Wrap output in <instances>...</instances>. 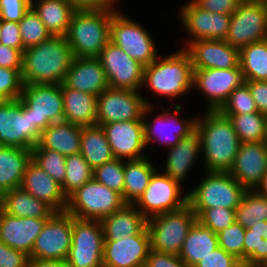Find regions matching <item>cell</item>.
<instances>
[{
	"label": "cell",
	"mask_w": 267,
	"mask_h": 267,
	"mask_svg": "<svg viewBox=\"0 0 267 267\" xmlns=\"http://www.w3.org/2000/svg\"><path fill=\"white\" fill-rule=\"evenodd\" d=\"M23 53L0 43V67L22 70Z\"/></svg>",
	"instance_id": "obj_56"
},
{
	"label": "cell",
	"mask_w": 267,
	"mask_h": 267,
	"mask_svg": "<svg viewBox=\"0 0 267 267\" xmlns=\"http://www.w3.org/2000/svg\"><path fill=\"white\" fill-rule=\"evenodd\" d=\"M189 53L193 69H230L239 67V49L225 40L206 39L191 42Z\"/></svg>",
	"instance_id": "obj_23"
},
{
	"label": "cell",
	"mask_w": 267,
	"mask_h": 267,
	"mask_svg": "<svg viewBox=\"0 0 267 267\" xmlns=\"http://www.w3.org/2000/svg\"><path fill=\"white\" fill-rule=\"evenodd\" d=\"M223 115L230 119L240 143L266 142L267 115L260 112Z\"/></svg>",
	"instance_id": "obj_38"
},
{
	"label": "cell",
	"mask_w": 267,
	"mask_h": 267,
	"mask_svg": "<svg viewBox=\"0 0 267 267\" xmlns=\"http://www.w3.org/2000/svg\"><path fill=\"white\" fill-rule=\"evenodd\" d=\"M115 12L76 10L66 34L74 57H98L110 42V24Z\"/></svg>",
	"instance_id": "obj_4"
},
{
	"label": "cell",
	"mask_w": 267,
	"mask_h": 267,
	"mask_svg": "<svg viewBox=\"0 0 267 267\" xmlns=\"http://www.w3.org/2000/svg\"><path fill=\"white\" fill-rule=\"evenodd\" d=\"M151 250L147 226L137 235L121 240H104L103 267H139Z\"/></svg>",
	"instance_id": "obj_21"
},
{
	"label": "cell",
	"mask_w": 267,
	"mask_h": 267,
	"mask_svg": "<svg viewBox=\"0 0 267 267\" xmlns=\"http://www.w3.org/2000/svg\"><path fill=\"white\" fill-rule=\"evenodd\" d=\"M125 204L120 193L93 178L67 198L65 211L79 219L101 220Z\"/></svg>",
	"instance_id": "obj_7"
},
{
	"label": "cell",
	"mask_w": 267,
	"mask_h": 267,
	"mask_svg": "<svg viewBox=\"0 0 267 267\" xmlns=\"http://www.w3.org/2000/svg\"><path fill=\"white\" fill-rule=\"evenodd\" d=\"M199 7L211 13L232 14L243 0H193Z\"/></svg>",
	"instance_id": "obj_54"
},
{
	"label": "cell",
	"mask_w": 267,
	"mask_h": 267,
	"mask_svg": "<svg viewBox=\"0 0 267 267\" xmlns=\"http://www.w3.org/2000/svg\"><path fill=\"white\" fill-rule=\"evenodd\" d=\"M181 185L157 170L151 177L147 188L133 205L146 219L179 210L187 205V194L182 196Z\"/></svg>",
	"instance_id": "obj_13"
},
{
	"label": "cell",
	"mask_w": 267,
	"mask_h": 267,
	"mask_svg": "<svg viewBox=\"0 0 267 267\" xmlns=\"http://www.w3.org/2000/svg\"><path fill=\"white\" fill-rule=\"evenodd\" d=\"M48 218L15 217L0 212V241L9 247L31 254L35 239Z\"/></svg>",
	"instance_id": "obj_24"
},
{
	"label": "cell",
	"mask_w": 267,
	"mask_h": 267,
	"mask_svg": "<svg viewBox=\"0 0 267 267\" xmlns=\"http://www.w3.org/2000/svg\"><path fill=\"white\" fill-rule=\"evenodd\" d=\"M208 172H229L233 166L240 141L230 119L219 110H206L197 116L196 127Z\"/></svg>",
	"instance_id": "obj_1"
},
{
	"label": "cell",
	"mask_w": 267,
	"mask_h": 267,
	"mask_svg": "<svg viewBox=\"0 0 267 267\" xmlns=\"http://www.w3.org/2000/svg\"><path fill=\"white\" fill-rule=\"evenodd\" d=\"M32 160L59 184L66 176V157L59 152L46 148H32Z\"/></svg>",
	"instance_id": "obj_43"
},
{
	"label": "cell",
	"mask_w": 267,
	"mask_h": 267,
	"mask_svg": "<svg viewBox=\"0 0 267 267\" xmlns=\"http://www.w3.org/2000/svg\"><path fill=\"white\" fill-rule=\"evenodd\" d=\"M64 121L80 127L97 125V96L61 84Z\"/></svg>",
	"instance_id": "obj_28"
},
{
	"label": "cell",
	"mask_w": 267,
	"mask_h": 267,
	"mask_svg": "<svg viewBox=\"0 0 267 267\" xmlns=\"http://www.w3.org/2000/svg\"><path fill=\"white\" fill-rule=\"evenodd\" d=\"M194 267H243V263L236 256L227 253L221 247H217Z\"/></svg>",
	"instance_id": "obj_49"
},
{
	"label": "cell",
	"mask_w": 267,
	"mask_h": 267,
	"mask_svg": "<svg viewBox=\"0 0 267 267\" xmlns=\"http://www.w3.org/2000/svg\"><path fill=\"white\" fill-rule=\"evenodd\" d=\"M193 71L191 57L182 48L144 66L142 88L148 86L159 97L178 98L193 89Z\"/></svg>",
	"instance_id": "obj_3"
},
{
	"label": "cell",
	"mask_w": 267,
	"mask_h": 267,
	"mask_svg": "<svg viewBox=\"0 0 267 267\" xmlns=\"http://www.w3.org/2000/svg\"><path fill=\"white\" fill-rule=\"evenodd\" d=\"M104 234L100 220L73 216L72 243L66 259L70 267H103Z\"/></svg>",
	"instance_id": "obj_11"
},
{
	"label": "cell",
	"mask_w": 267,
	"mask_h": 267,
	"mask_svg": "<svg viewBox=\"0 0 267 267\" xmlns=\"http://www.w3.org/2000/svg\"><path fill=\"white\" fill-rule=\"evenodd\" d=\"M239 65L245 80L267 81V39L241 48Z\"/></svg>",
	"instance_id": "obj_37"
},
{
	"label": "cell",
	"mask_w": 267,
	"mask_h": 267,
	"mask_svg": "<svg viewBox=\"0 0 267 267\" xmlns=\"http://www.w3.org/2000/svg\"><path fill=\"white\" fill-rule=\"evenodd\" d=\"M117 2V0H76L73 4L76 10L118 12L115 8Z\"/></svg>",
	"instance_id": "obj_57"
},
{
	"label": "cell",
	"mask_w": 267,
	"mask_h": 267,
	"mask_svg": "<svg viewBox=\"0 0 267 267\" xmlns=\"http://www.w3.org/2000/svg\"><path fill=\"white\" fill-rule=\"evenodd\" d=\"M97 58L106 73L109 87L135 91L142 89L144 65L132 59L111 41Z\"/></svg>",
	"instance_id": "obj_18"
},
{
	"label": "cell",
	"mask_w": 267,
	"mask_h": 267,
	"mask_svg": "<svg viewBox=\"0 0 267 267\" xmlns=\"http://www.w3.org/2000/svg\"><path fill=\"white\" fill-rule=\"evenodd\" d=\"M154 107L147 106L144 110L143 114V122H144V133H145V144L146 146L149 143L156 141L159 146L172 147L175 146L183 137L188 136L191 132L195 130L196 127V116L192 119L188 118L185 121L183 118H179L178 114H180L183 110V107L179 104H176L174 107V112L170 110L163 111L158 113L157 116L152 121H148L147 118L152 113Z\"/></svg>",
	"instance_id": "obj_16"
},
{
	"label": "cell",
	"mask_w": 267,
	"mask_h": 267,
	"mask_svg": "<svg viewBox=\"0 0 267 267\" xmlns=\"http://www.w3.org/2000/svg\"><path fill=\"white\" fill-rule=\"evenodd\" d=\"M201 152L200 135L195 129L175 146L169 147L165 171L162 173L181 184L197 161L199 154H202Z\"/></svg>",
	"instance_id": "obj_27"
},
{
	"label": "cell",
	"mask_w": 267,
	"mask_h": 267,
	"mask_svg": "<svg viewBox=\"0 0 267 267\" xmlns=\"http://www.w3.org/2000/svg\"><path fill=\"white\" fill-rule=\"evenodd\" d=\"M0 43L8 47L18 49L22 53L25 50L17 22L0 20Z\"/></svg>",
	"instance_id": "obj_51"
},
{
	"label": "cell",
	"mask_w": 267,
	"mask_h": 267,
	"mask_svg": "<svg viewBox=\"0 0 267 267\" xmlns=\"http://www.w3.org/2000/svg\"><path fill=\"white\" fill-rule=\"evenodd\" d=\"M219 111L222 114H247L258 112V109L248 86L244 83L232 91Z\"/></svg>",
	"instance_id": "obj_46"
},
{
	"label": "cell",
	"mask_w": 267,
	"mask_h": 267,
	"mask_svg": "<svg viewBox=\"0 0 267 267\" xmlns=\"http://www.w3.org/2000/svg\"><path fill=\"white\" fill-rule=\"evenodd\" d=\"M244 83L240 66L230 69H194L193 71V87L195 86L205 95L206 110H219L232 91Z\"/></svg>",
	"instance_id": "obj_17"
},
{
	"label": "cell",
	"mask_w": 267,
	"mask_h": 267,
	"mask_svg": "<svg viewBox=\"0 0 267 267\" xmlns=\"http://www.w3.org/2000/svg\"><path fill=\"white\" fill-rule=\"evenodd\" d=\"M31 7V0H0V20L19 22Z\"/></svg>",
	"instance_id": "obj_50"
},
{
	"label": "cell",
	"mask_w": 267,
	"mask_h": 267,
	"mask_svg": "<svg viewBox=\"0 0 267 267\" xmlns=\"http://www.w3.org/2000/svg\"><path fill=\"white\" fill-rule=\"evenodd\" d=\"M2 208H1V194H0V212H1Z\"/></svg>",
	"instance_id": "obj_63"
},
{
	"label": "cell",
	"mask_w": 267,
	"mask_h": 267,
	"mask_svg": "<svg viewBox=\"0 0 267 267\" xmlns=\"http://www.w3.org/2000/svg\"><path fill=\"white\" fill-rule=\"evenodd\" d=\"M235 218L245 229H256L259 223L267 221V197L247 190L235 209Z\"/></svg>",
	"instance_id": "obj_39"
},
{
	"label": "cell",
	"mask_w": 267,
	"mask_h": 267,
	"mask_svg": "<svg viewBox=\"0 0 267 267\" xmlns=\"http://www.w3.org/2000/svg\"><path fill=\"white\" fill-rule=\"evenodd\" d=\"M32 150L0 145V194L21 187Z\"/></svg>",
	"instance_id": "obj_31"
},
{
	"label": "cell",
	"mask_w": 267,
	"mask_h": 267,
	"mask_svg": "<svg viewBox=\"0 0 267 267\" xmlns=\"http://www.w3.org/2000/svg\"><path fill=\"white\" fill-rule=\"evenodd\" d=\"M113 156L122 160H137L146 157L143 120L118 121L102 124Z\"/></svg>",
	"instance_id": "obj_20"
},
{
	"label": "cell",
	"mask_w": 267,
	"mask_h": 267,
	"mask_svg": "<svg viewBox=\"0 0 267 267\" xmlns=\"http://www.w3.org/2000/svg\"><path fill=\"white\" fill-rule=\"evenodd\" d=\"M73 59L66 36L51 35L40 44L23 51V83L62 84Z\"/></svg>",
	"instance_id": "obj_2"
},
{
	"label": "cell",
	"mask_w": 267,
	"mask_h": 267,
	"mask_svg": "<svg viewBox=\"0 0 267 267\" xmlns=\"http://www.w3.org/2000/svg\"><path fill=\"white\" fill-rule=\"evenodd\" d=\"M21 187L35 198L48 204L55 212L66 210L67 197L62 191L61 184L32 159L25 169Z\"/></svg>",
	"instance_id": "obj_25"
},
{
	"label": "cell",
	"mask_w": 267,
	"mask_h": 267,
	"mask_svg": "<svg viewBox=\"0 0 267 267\" xmlns=\"http://www.w3.org/2000/svg\"><path fill=\"white\" fill-rule=\"evenodd\" d=\"M66 176L61 188L68 198L74 191L79 189L84 183L93 179L94 170L84 159L81 153L72 154L66 157Z\"/></svg>",
	"instance_id": "obj_40"
},
{
	"label": "cell",
	"mask_w": 267,
	"mask_h": 267,
	"mask_svg": "<svg viewBox=\"0 0 267 267\" xmlns=\"http://www.w3.org/2000/svg\"><path fill=\"white\" fill-rule=\"evenodd\" d=\"M246 229L238 222L217 233L218 246L243 262V246Z\"/></svg>",
	"instance_id": "obj_47"
},
{
	"label": "cell",
	"mask_w": 267,
	"mask_h": 267,
	"mask_svg": "<svg viewBox=\"0 0 267 267\" xmlns=\"http://www.w3.org/2000/svg\"><path fill=\"white\" fill-rule=\"evenodd\" d=\"M1 208L4 213L20 218H50L55 213L48 204L35 198L22 187L1 194Z\"/></svg>",
	"instance_id": "obj_32"
},
{
	"label": "cell",
	"mask_w": 267,
	"mask_h": 267,
	"mask_svg": "<svg viewBox=\"0 0 267 267\" xmlns=\"http://www.w3.org/2000/svg\"><path fill=\"white\" fill-rule=\"evenodd\" d=\"M262 237L267 240V221H262L257 227Z\"/></svg>",
	"instance_id": "obj_60"
},
{
	"label": "cell",
	"mask_w": 267,
	"mask_h": 267,
	"mask_svg": "<svg viewBox=\"0 0 267 267\" xmlns=\"http://www.w3.org/2000/svg\"><path fill=\"white\" fill-rule=\"evenodd\" d=\"M205 172L202 181L187 192L191 209H236L247 190L229 172Z\"/></svg>",
	"instance_id": "obj_5"
},
{
	"label": "cell",
	"mask_w": 267,
	"mask_h": 267,
	"mask_svg": "<svg viewBox=\"0 0 267 267\" xmlns=\"http://www.w3.org/2000/svg\"><path fill=\"white\" fill-rule=\"evenodd\" d=\"M93 178L108 188L120 193L124 190V160L114 158L94 169Z\"/></svg>",
	"instance_id": "obj_44"
},
{
	"label": "cell",
	"mask_w": 267,
	"mask_h": 267,
	"mask_svg": "<svg viewBox=\"0 0 267 267\" xmlns=\"http://www.w3.org/2000/svg\"><path fill=\"white\" fill-rule=\"evenodd\" d=\"M28 267H70L66 260L50 261V260H29Z\"/></svg>",
	"instance_id": "obj_58"
},
{
	"label": "cell",
	"mask_w": 267,
	"mask_h": 267,
	"mask_svg": "<svg viewBox=\"0 0 267 267\" xmlns=\"http://www.w3.org/2000/svg\"><path fill=\"white\" fill-rule=\"evenodd\" d=\"M18 24L25 49L38 45L51 36L32 7L25 13Z\"/></svg>",
	"instance_id": "obj_42"
},
{
	"label": "cell",
	"mask_w": 267,
	"mask_h": 267,
	"mask_svg": "<svg viewBox=\"0 0 267 267\" xmlns=\"http://www.w3.org/2000/svg\"><path fill=\"white\" fill-rule=\"evenodd\" d=\"M267 39V10L262 0H243L231 14L225 41L241 49Z\"/></svg>",
	"instance_id": "obj_12"
},
{
	"label": "cell",
	"mask_w": 267,
	"mask_h": 267,
	"mask_svg": "<svg viewBox=\"0 0 267 267\" xmlns=\"http://www.w3.org/2000/svg\"><path fill=\"white\" fill-rule=\"evenodd\" d=\"M73 216L55 212L45 222L35 239L29 258L32 260H66L72 243Z\"/></svg>",
	"instance_id": "obj_10"
},
{
	"label": "cell",
	"mask_w": 267,
	"mask_h": 267,
	"mask_svg": "<svg viewBox=\"0 0 267 267\" xmlns=\"http://www.w3.org/2000/svg\"><path fill=\"white\" fill-rule=\"evenodd\" d=\"M157 170L147 156L137 160H124L123 200L126 204H134L139 199Z\"/></svg>",
	"instance_id": "obj_35"
},
{
	"label": "cell",
	"mask_w": 267,
	"mask_h": 267,
	"mask_svg": "<svg viewBox=\"0 0 267 267\" xmlns=\"http://www.w3.org/2000/svg\"><path fill=\"white\" fill-rule=\"evenodd\" d=\"M67 1H70L71 3H74L76 0H67Z\"/></svg>",
	"instance_id": "obj_64"
},
{
	"label": "cell",
	"mask_w": 267,
	"mask_h": 267,
	"mask_svg": "<svg viewBox=\"0 0 267 267\" xmlns=\"http://www.w3.org/2000/svg\"><path fill=\"white\" fill-rule=\"evenodd\" d=\"M258 112L267 115V81L245 80Z\"/></svg>",
	"instance_id": "obj_55"
},
{
	"label": "cell",
	"mask_w": 267,
	"mask_h": 267,
	"mask_svg": "<svg viewBox=\"0 0 267 267\" xmlns=\"http://www.w3.org/2000/svg\"><path fill=\"white\" fill-rule=\"evenodd\" d=\"M217 247V233L196 221L185 238L179 257L188 267H194Z\"/></svg>",
	"instance_id": "obj_34"
},
{
	"label": "cell",
	"mask_w": 267,
	"mask_h": 267,
	"mask_svg": "<svg viewBox=\"0 0 267 267\" xmlns=\"http://www.w3.org/2000/svg\"><path fill=\"white\" fill-rule=\"evenodd\" d=\"M255 191L258 194L267 197V172L262 177V180L259 185L255 188Z\"/></svg>",
	"instance_id": "obj_59"
},
{
	"label": "cell",
	"mask_w": 267,
	"mask_h": 267,
	"mask_svg": "<svg viewBox=\"0 0 267 267\" xmlns=\"http://www.w3.org/2000/svg\"><path fill=\"white\" fill-rule=\"evenodd\" d=\"M104 240H121L139 234L146 226L147 219L133 204H125L121 209L100 220Z\"/></svg>",
	"instance_id": "obj_29"
},
{
	"label": "cell",
	"mask_w": 267,
	"mask_h": 267,
	"mask_svg": "<svg viewBox=\"0 0 267 267\" xmlns=\"http://www.w3.org/2000/svg\"><path fill=\"white\" fill-rule=\"evenodd\" d=\"M31 7L51 35L66 36L76 8L67 0H31Z\"/></svg>",
	"instance_id": "obj_33"
},
{
	"label": "cell",
	"mask_w": 267,
	"mask_h": 267,
	"mask_svg": "<svg viewBox=\"0 0 267 267\" xmlns=\"http://www.w3.org/2000/svg\"><path fill=\"white\" fill-rule=\"evenodd\" d=\"M183 28L189 33L184 49L194 41L215 39L225 40L228 35L231 15L211 13L203 10L193 0L180 9Z\"/></svg>",
	"instance_id": "obj_19"
},
{
	"label": "cell",
	"mask_w": 267,
	"mask_h": 267,
	"mask_svg": "<svg viewBox=\"0 0 267 267\" xmlns=\"http://www.w3.org/2000/svg\"><path fill=\"white\" fill-rule=\"evenodd\" d=\"M242 263L246 267H264L267 264V240L258 228L246 229Z\"/></svg>",
	"instance_id": "obj_41"
},
{
	"label": "cell",
	"mask_w": 267,
	"mask_h": 267,
	"mask_svg": "<svg viewBox=\"0 0 267 267\" xmlns=\"http://www.w3.org/2000/svg\"><path fill=\"white\" fill-rule=\"evenodd\" d=\"M20 98L31 108L32 133L38 139L52 123L64 121L61 84H24Z\"/></svg>",
	"instance_id": "obj_8"
},
{
	"label": "cell",
	"mask_w": 267,
	"mask_h": 267,
	"mask_svg": "<svg viewBox=\"0 0 267 267\" xmlns=\"http://www.w3.org/2000/svg\"><path fill=\"white\" fill-rule=\"evenodd\" d=\"M262 1H263L264 5H265V8L267 10V0H262Z\"/></svg>",
	"instance_id": "obj_62"
},
{
	"label": "cell",
	"mask_w": 267,
	"mask_h": 267,
	"mask_svg": "<svg viewBox=\"0 0 267 267\" xmlns=\"http://www.w3.org/2000/svg\"><path fill=\"white\" fill-rule=\"evenodd\" d=\"M8 101V99L0 93V106L5 104Z\"/></svg>",
	"instance_id": "obj_61"
},
{
	"label": "cell",
	"mask_w": 267,
	"mask_h": 267,
	"mask_svg": "<svg viewBox=\"0 0 267 267\" xmlns=\"http://www.w3.org/2000/svg\"><path fill=\"white\" fill-rule=\"evenodd\" d=\"M29 255L13 249L0 241V265L2 267H28Z\"/></svg>",
	"instance_id": "obj_52"
},
{
	"label": "cell",
	"mask_w": 267,
	"mask_h": 267,
	"mask_svg": "<svg viewBox=\"0 0 267 267\" xmlns=\"http://www.w3.org/2000/svg\"><path fill=\"white\" fill-rule=\"evenodd\" d=\"M64 84L96 96L109 87L106 73L97 57H74Z\"/></svg>",
	"instance_id": "obj_26"
},
{
	"label": "cell",
	"mask_w": 267,
	"mask_h": 267,
	"mask_svg": "<svg viewBox=\"0 0 267 267\" xmlns=\"http://www.w3.org/2000/svg\"><path fill=\"white\" fill-rule=\"evenodd\" d=\"M197 216V221L211 228L215 233L229 227L236 221L235 209L214 207L211 209H192Z\"/></svg>",
	"instance_id": "obj_45"
},
{
	"label": "cell",
	"mask_w": 267,
	"mask_h": 267,
	"mask_svg": "<svg viewBox=\"0 0 267 267\" xmlns=\"http://www.w3.org/2000/svg\"><path fill=\"white\" fill-rule=\"evenodd\" d=\"M38 142L32 133L31 108L21 98L0 106V145L32 150Z\"/></svg>",
	"instance_id": "obj_15"
},
{
	"label": "cell",
	"mask_w": 267,
	"mask_h": 267,
	"mask_svg": "<svg viewBox=\"0 0 267 267\" xmlns=\"http://www.w3.org/2000/svg\"><path fill=\"white\" fill-rule=\"evenodd\" d=\"M146 265L148 267H188L179 255L150 250Z\"/></svg>",
	"instance_id": "obj_53"
},
{
	"label": "cell",
	"mask_w": 267,
	"mask_h": 267,
	"mask_svg": "<svg viewBox=\"0 0 267 267\" xmlns=\"http://www.w3.org/2000/svg\"><path fill=\"white\" fill-rule=\"evenodd\" d=\"M82 127L61 121L52 123L42 131L39 142L33 148H46L65 157L80 153Z\"/></svg>",
	"instance_id": "obj_30"
},
{
	"label": "cell",
	"mask_w": 267,
	"mask_h": 267,
	"mask_svg": "<svg viewBox=\"0 0 267 267\" xmlns=\"http://www.w3.org/2000/svg\"><path fill=\"white\" fill-rule=\"evenodd\" d=\"M267 172V143H240L229 173L246 189L255 190Z\"/></svg>",
	"instance_id": "obj_22"
},
{
	"label": "cell",
	"mask_w": 267,
	"mask_h": 267,
	"mask_svg": "<svg viewBox=\"0 0 267 267\" xmlns=\"http://www.w3.org/2000/svg\"><path fill=\"white\" fill-rule=\"evenodd\" d=\"M110 41L144 66L159 57L152 35L137 21L119 11L112 15Z\"/></svg>",
	"instance_id": "obj_9"
},
{
	"label": "cell",
	"mask_w": 267,
	"mask_h": 267,
	"mask_svg": "<svg viewBox=\"0 0 267 267\" xmlns=\"http://www.w3.org/2000/svg\"><path fill=\"white\" fill-rule=\"evenodd\" d=\"M150 102L139 91L108 87L97 96V125L143 120L145 108L152 106Z\"/></svg>",
	"instance_id": "obj_14"
},
{
	"label": "cell",
	"mask_w": 267,
	"mask_h": 267,
	"mask_svg": "<svg viewBox=\"0 0 267 267\" xmlns=\"http://www.w3.org/2000/svg\"><path fill=\"white\" fill-rule=\"evenodd\" d=\"M80 153L94 170L115 157L101 126L82 127Z\"/></svg>",
	"instance_id": "obj_36"
},
{
	"label": "cell",
	"mask_w": 267,
	"mask_h": 267,
	"mask_svg": "<svg viewBox=\"0 0 267 267\" xmlns=\"http://www.w3.org/2000/svg\"><path fill=\"white\" fill-rule=\"evenodd\" d=\"M196 221L197 216L188 204L179 210L147 219L151 250L179 255L185 238Z\"/></svg>",
	"instance_id": "obj_6"
},
{
	"label": "cell",
	"mask_w": 267,
	"mask_h": 267,
	"mask_svg": "<svg viewBox=\"0 0 267 267\" xmlns=\"http://www.w3.org/2000/svg\"><path fill=\"white\" fill-rule=\"evenodd\" d=\"M22 70L0 67V93L8 100H17L23 91Z\"/></svg>",
	"instance_id": "obj_48"
}]
</instances>
